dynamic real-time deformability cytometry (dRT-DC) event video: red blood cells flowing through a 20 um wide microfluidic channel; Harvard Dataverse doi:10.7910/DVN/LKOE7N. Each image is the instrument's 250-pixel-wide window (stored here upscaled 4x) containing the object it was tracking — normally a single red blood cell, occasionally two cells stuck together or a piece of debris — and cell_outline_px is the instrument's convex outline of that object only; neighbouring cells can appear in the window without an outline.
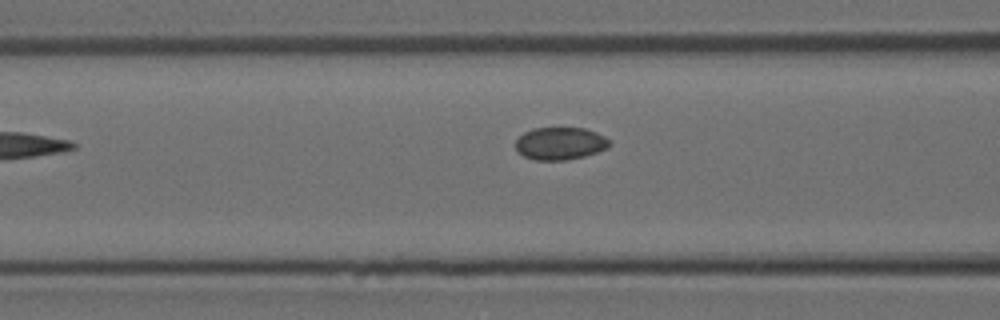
{"species": "Egyptian fruit bat (a non-hibernating species)", "species_latin": "Rousettus aegyptiacus", "temperature_condition": "room temperature", "stored_images_in_passage": 5, "camera_frame_rate_fps": 3000, "um_per_image_px": 0.085, "animal": {"sex": "female"}, "frame": {"image": 1, "passage_image": 5, "time_ms": 1.333, "image_size_px": [1000, 320], "cell_outline_px": [[608, 144], [604, 148], [596, 152], [584, 156], [564, 160], [536, 160], [524, 156], [516, 148], [516, 140], [524, 132], [532, 128], [584, 128], [596, 132], [604, 136], [608, 140]], "centroid_in_image_um": [47.57, 12.18], "position_along_channel_um": 119.0, "area_um2": 17.46}}